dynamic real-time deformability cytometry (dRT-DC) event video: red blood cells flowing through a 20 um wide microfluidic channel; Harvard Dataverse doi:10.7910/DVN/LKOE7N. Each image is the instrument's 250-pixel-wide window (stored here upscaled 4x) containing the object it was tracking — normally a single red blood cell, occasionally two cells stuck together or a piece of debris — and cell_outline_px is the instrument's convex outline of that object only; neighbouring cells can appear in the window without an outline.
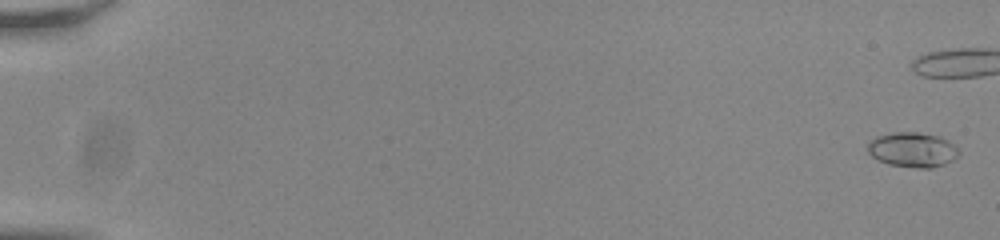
{"species": "common noctule bat (a hibernating species)", "species_latin": "Nyctalus noctula", "temperature_condition": "room temperature", "stored_images_in_passage": 46, "camera_frame_rate_fps": 3000, "um_per_image_px": 0.085, "animal": {"sex": "male", "body_mass_g": 20.0, "forearm_length_mm": 53.3}, "frame": {"image": 1, "passage_image": 2, "time_ms": 0.333, "image_size_px": [1000, 240], "cell_outline_px": [[960, 152], [952, 160], [944, 164], [932, 168], [920, 168], [888, 164], [872, 156], [868, 152], [868, 140], [876, 136], [892, 132], [916, 132], [940, 136], [948, 140]], "centroid_in_image_um": [77.54, 12.71], "position_along_channel_um": 7.5, "area_um2": 18.44}}
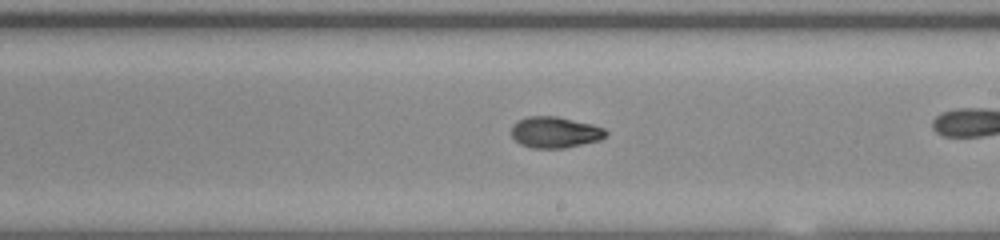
{"frame": {"image": 2, "passage_image": 35, "time_ms": 11.333, "image_size_px": [1000, 240], "cell_outline_px": [[608, 132], [600, 140], [564, 148], [532, 148], [520, 144], [512, 136], [512, 124], [516, 120], [528, 116], [556, 116], [592, 124], [604, 128]], "centroid_in_image_um": [47.15, 11.24], "position_along_channel_um": 241.8, "area_um2": 17.17}}
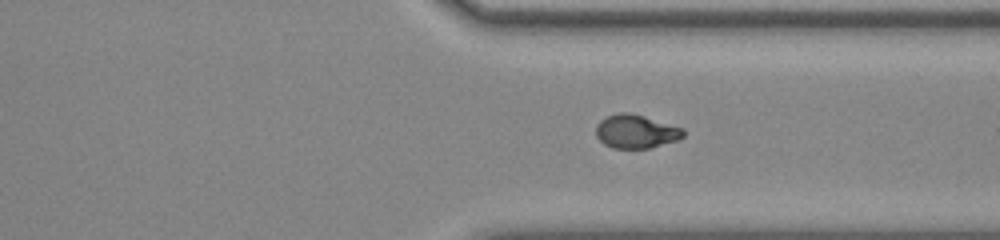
{"frame": {"image": 3, "passage_image": 44, "time_ms": 14.333, "image_size_px": [1000, 240], "cell_outline_px": [[684, 136], [680, 140], [648, 148], [612, 148], [604, 144], [596, 136], [596, 124], [600, 120], [608, 116], [620, 112], [628, 112], [644, 116], [684, 128]], "centroid_in_image_um": [54.07, 11.18], "position_along_channel_um": 357.3, "area_um2": 17.17}}